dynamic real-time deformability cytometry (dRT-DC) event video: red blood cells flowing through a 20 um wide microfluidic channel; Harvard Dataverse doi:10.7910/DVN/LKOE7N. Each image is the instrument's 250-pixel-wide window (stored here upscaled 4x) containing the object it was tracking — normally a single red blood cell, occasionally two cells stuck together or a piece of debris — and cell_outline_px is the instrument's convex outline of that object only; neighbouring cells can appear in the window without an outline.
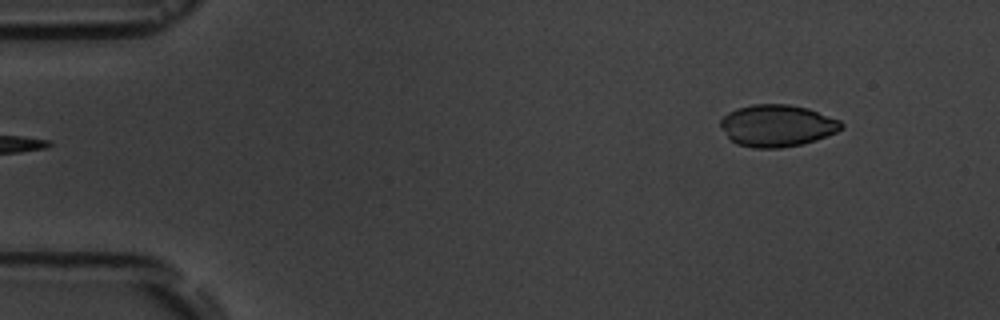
{"species": "common noctule bat (a hibernating species)", "species_latin": "Nyctalus noctula", "temperature_condition": "room temperature", "stored_images_in_passage": 6, "segment_of_instrument_passage": [2, 2], "camera_frame_rate_fps": 3000, "um_per_image_px": 0.085, "animal": {"sex": "male", "body_mass_g": 19.5, "forearm_length_mm": 54.6}, "frame": {"image": 1, "passage_image": 6, "time_ms": 6.333, "image_size_px": [1000, 320], "cell_outline_px": [[844, 128], [836, 132], [816, 140], [800, 144], [780, 148], [756, 148], [736, 144], [720, 128], [720, 120], [728, 112], [736, 108], [752, 104], [788, 104], [808, 108], [840, 120], [844, 124]], "centroid_in_image_um": [66.05, 10.67], "position_along_channel_um": 18.9, "area_um2": 29.59}}